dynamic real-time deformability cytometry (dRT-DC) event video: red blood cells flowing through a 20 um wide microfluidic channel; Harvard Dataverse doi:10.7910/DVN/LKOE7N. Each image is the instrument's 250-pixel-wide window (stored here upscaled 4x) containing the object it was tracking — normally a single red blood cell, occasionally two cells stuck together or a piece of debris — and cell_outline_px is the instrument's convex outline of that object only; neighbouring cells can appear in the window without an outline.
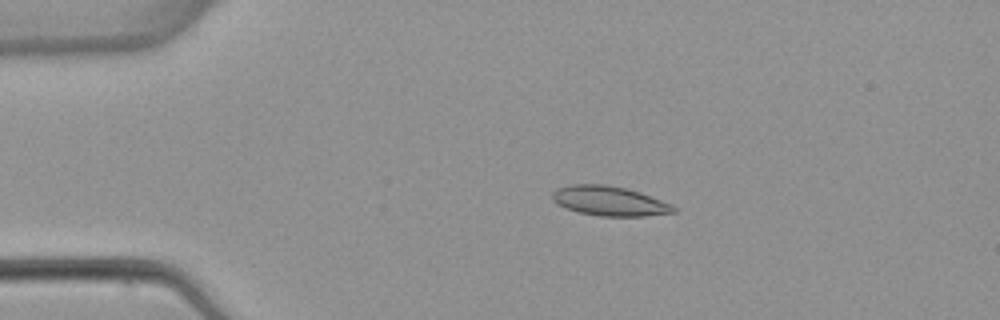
{"species": "common noctule bat (a hibernating species)", "species_latin": "Nyctalus noctula", "temperature_condition": "warm", "stored_images_in_passage": 6, "camera_frame_rate_fps": 3000, "um_per_image_px": 0.085, "animal": {"sex": "female", "body_mass_g": 22.7, "forearm_length_mm": 54.2}, "frame": {"image": 1, "passage_image": 3, "time_ms": 3.333, "image_size_px": [1000, 320], "cell_outline_px": [[676, 212], [644, 216], [600, 216], [580, 212], [556, 204], [552, 200], [552, 192], [556, 188], [572, 184], [604, 184], [628, 188], [640, 192], [672, 204], [676, 208]], "centroid_in_image_um": [51.8, 17.07], "position_along_channel_um": 33.2, "area_um2": 20.98}}
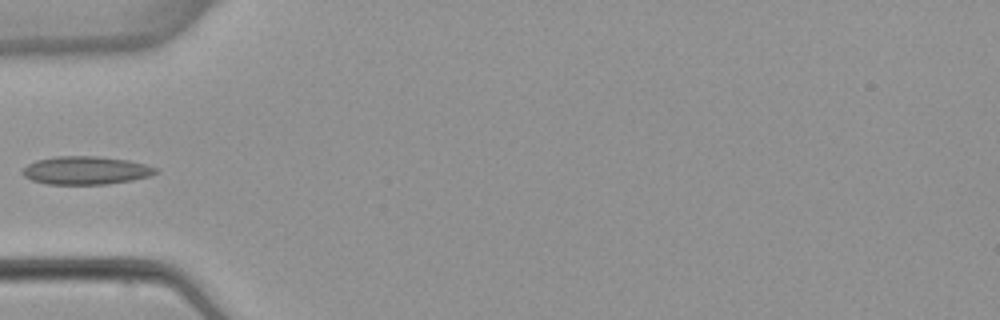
{"frame": {"image": 2, "passage_image": 5, "time_ms": 5.667, "image_size_px": [1000, 320], "cell_outline_px": [[160, 172], [148, 176], [132, 180], [108, 184], [48, 184], [32, 180], [24, 176], [20, 172], [28, 164], [36, 160], [56, 156], [100, 156], [128, 160], [160, 168]], "centroid_in_image_um": [7.32, 14.48], "position_along_channel_um": 77.7, "area_um2": 21.96}}
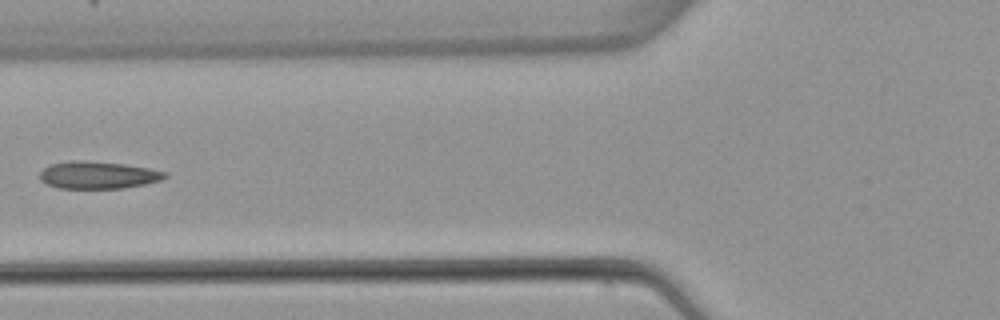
{"frame": {"image": 3, "passage_image": 6, "time_ms": 6.667, "image_size_px": [1000, 320], "cell_outline_px": [[168, 176], [160, 180], [144, 184], [124, 188], [56, 188], [40, 180], [40, 172], [44, 168], [52, 164], [72, 160], [84, 160], [124, 164], [148, 168], [168, 172]], "centroid_in_image_um": [8.33, 14.88], "position_along_channel_um": 117.5, "area_um2": 19.88}}